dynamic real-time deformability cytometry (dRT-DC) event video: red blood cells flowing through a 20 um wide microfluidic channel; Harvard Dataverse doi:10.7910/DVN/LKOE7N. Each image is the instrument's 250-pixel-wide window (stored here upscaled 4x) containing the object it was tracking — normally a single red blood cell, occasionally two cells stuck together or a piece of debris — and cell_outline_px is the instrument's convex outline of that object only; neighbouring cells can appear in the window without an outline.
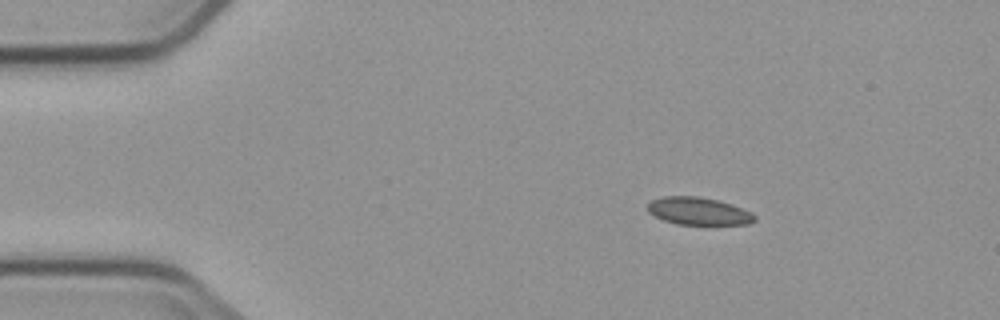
{"species": "common noctule bat (a hibernating species)", "species_latin": "Nyctalus noctula", "temperature_condition": "cold", "stored_images_in_passage": 5, "camera_frame_rate_fps": 3000, "um_per_image_px": 0.085, "animal": {"sex": "male", "body_mass_g": 23.1, "forearm_length_mm": 52.7}, "frame": {"image": 1, "passage_image": 3, "time_ms": 2.667, "image_size_px": [1000, 320], "cell_outline_px": [[756, 220], [748, 224], [676, 224], [664, 220], [648, 212], [648, 204], [652, 200], [664, 196], [696, 196], [720, 200], [732, 204], [752, 212], [756, 216]], "centroid_in_image_um": [59.4, 17.94], "position_along_channel_um": 25.6, "area_um2": 17.17}}